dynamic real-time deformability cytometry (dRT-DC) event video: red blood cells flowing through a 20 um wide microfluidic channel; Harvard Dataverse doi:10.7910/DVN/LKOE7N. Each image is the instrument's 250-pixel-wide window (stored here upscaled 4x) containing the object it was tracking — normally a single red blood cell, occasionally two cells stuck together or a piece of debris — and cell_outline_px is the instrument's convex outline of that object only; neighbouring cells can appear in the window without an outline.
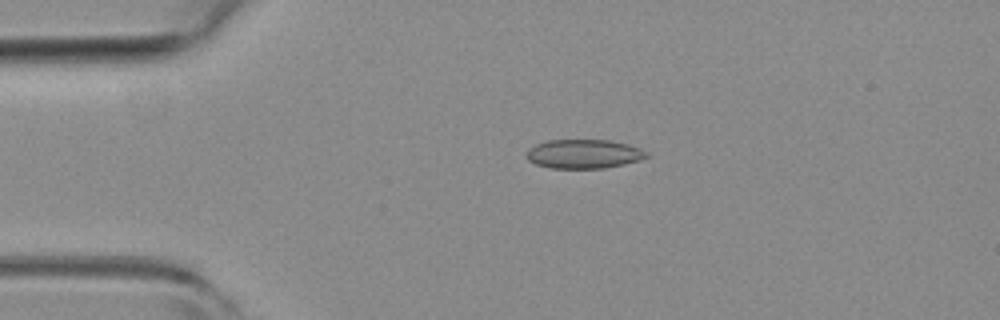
{"species": "common noctule bat (a hibernating species)", "species_latin": "Nyctalus noctula", "temperature_condition": "room temperature", "stored_images_in_passage": 4, "camera_frame_rate_fps": 3000, "um_per_image_px": 0.085, "animal": {"sex": "female", "body_mass_g": 19.3, "forearm_length_mm": 54.1}, "frame": {"image": 1, "passage_image": 3, "time_ms": 0.667, "image_size_px": [1000, 320], "cell_outline_px": [[648, 156], [640, 160], [624, 164], [604, 168], [548, 168], [536, 164], [528, 160], [528, 148], [536, 144], [548, 140], [608, 140], [628, 144], [640, 148], [648, 152]], "centroid_in_image_um": [49.63, 13.08], "position_along_channel_um": 35.4, "area_um2": 20.29}}